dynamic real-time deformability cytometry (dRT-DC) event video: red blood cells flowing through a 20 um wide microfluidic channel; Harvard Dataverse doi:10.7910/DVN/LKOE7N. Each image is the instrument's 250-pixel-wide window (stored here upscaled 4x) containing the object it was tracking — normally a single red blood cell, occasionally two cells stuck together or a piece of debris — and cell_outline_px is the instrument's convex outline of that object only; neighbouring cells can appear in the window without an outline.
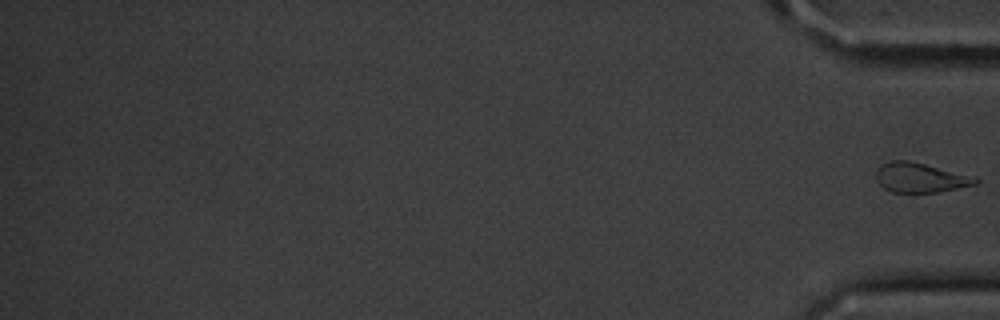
{"species": "common noctule bat (a hibernating species)", "species_latin": "Nyctalus noctula", "temperature_condition": "cold", "stored_images_in_passage": 12, "segment_of_instrument_passage": [2, 2], "camera_frame_rate_fps": 3000, "um_per_image_px": 0.085, "animal": {"sex": "male", "body_mass_g": 20.1, "forearm_length_mm": 53.5}, "frame": {"image": 1, "passage_image": 12, "time_ms": 13.667, "image_size_px": [1000, 320], "cell_outline_px": [[980, 180], [976, 184], [940, 192], [892, 192], [884, 188], [876, 180], [876, 168], [880, 164], [892, 160], [908, 160], [976, 176]], "centroid_in_image_um": [78.22, 15.09], "position_along_channel_um": 357.0, "area_um2": 17.34}}